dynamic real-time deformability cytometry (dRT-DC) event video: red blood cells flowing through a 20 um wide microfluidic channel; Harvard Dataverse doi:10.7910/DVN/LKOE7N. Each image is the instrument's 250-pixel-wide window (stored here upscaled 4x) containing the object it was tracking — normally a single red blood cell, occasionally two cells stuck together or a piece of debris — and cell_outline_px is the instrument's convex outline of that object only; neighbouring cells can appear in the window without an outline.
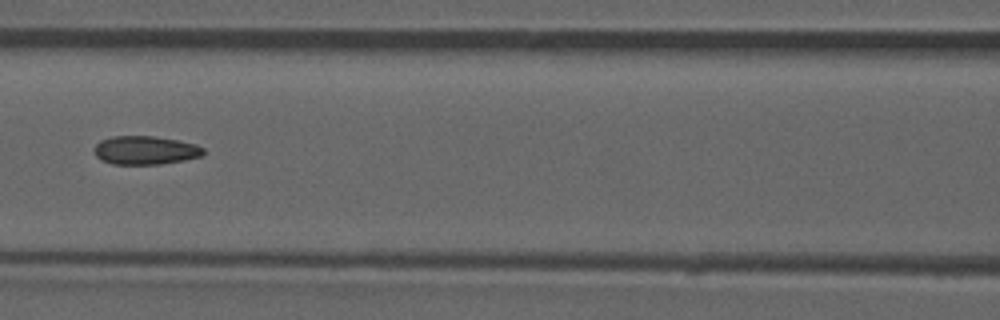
{"species": "common noctule bat (a hibernating species)", "species_latin": "Nyctalus noctula", "temperature_condition": "room temperature", "stored_images_in_passage": 51, "camera_frame_rate_fps": 3000, "um_per_image_px": 0.085, "animal": {"sex": "male", "forearm_length_mm": 52.5}, "frame": {"image": 1, "passage_image": 22, "time_ms": 7.0, "image_size_px": [1000, 320], "cell_outline_px": [[204, 152], [200, 156], [184, 160], [160, 164], [112, 164], [100, 160], [96, 156], [92, 148], [100, 140], [112, 136], [156, 136], [196, 144], [204, 148]], "centroid_in_image_um": [12.3, 12.77], "position_along_channel_um": 154.3, "area_um2": 18.26}, "authors_computed_cell_mechanics": {"area_um2": 18.2648, "velocity_mm_per_s": 3.9646, "shape_relaxation_time_tau1_ms": null, "shape_relaxation_time_tau2_ms": 3.469, "deformation_change_tau1": null, "deformation_change_tau2": 0.114}}